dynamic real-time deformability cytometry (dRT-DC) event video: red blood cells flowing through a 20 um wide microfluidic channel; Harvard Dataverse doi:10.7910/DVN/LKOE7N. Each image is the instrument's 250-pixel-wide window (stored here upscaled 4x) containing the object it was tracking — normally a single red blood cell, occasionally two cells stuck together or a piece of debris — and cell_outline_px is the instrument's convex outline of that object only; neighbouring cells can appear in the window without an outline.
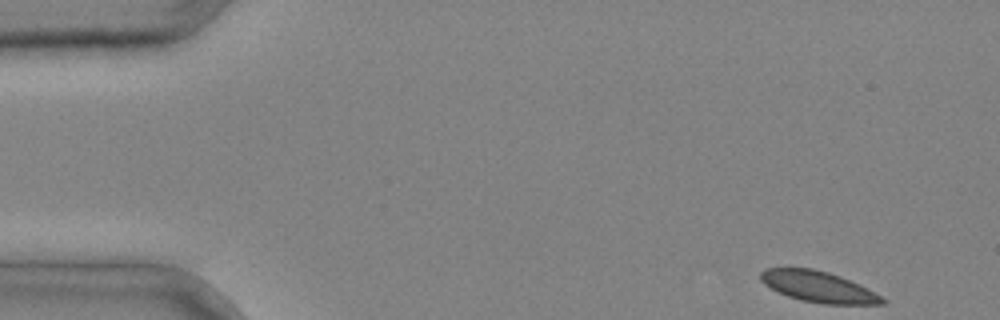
{"species": "common noctule bat (a hibernating species)", "species_latin": "Nyctalus noctula", "temperature_condition": "cold", "stored_images_in_passage": 4, "camera_frame_rate_fps": 3000, "um_per_image_px": 0.085, "animal": {"sex": "male", "body_mass_g": 20.4}, "frame": {"image": 1, "passage_image": 1, "time_ms": 0.0, "image_size_px": [1000, 320], "cell_outline_px": [[888, 304], [824, 304], [800, 300], [788, 296], [764, 284], [760, 280], [760, 272], [764, 268], [812, 268], [828, 272], [840, 276], [860, 284], [868, 288], [888, 300]], "centroid_in_image_um": [69.6, 24.37], "position_along_channel_um": 15.4, "area_um2": 22.02}}